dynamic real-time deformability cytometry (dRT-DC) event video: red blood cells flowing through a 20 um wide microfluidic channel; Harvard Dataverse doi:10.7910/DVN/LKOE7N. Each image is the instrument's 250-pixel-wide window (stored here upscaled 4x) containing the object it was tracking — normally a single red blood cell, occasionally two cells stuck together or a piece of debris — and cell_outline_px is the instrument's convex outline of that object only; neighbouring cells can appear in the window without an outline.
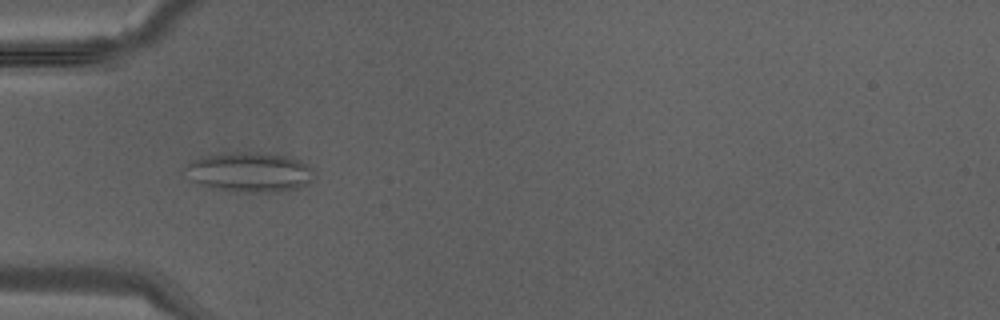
{"species": "Egyptian fruit bat (a non-hibernating species)", "species_latin": "Rousettus aegyptiacus", "temperature_condition": "warm", "stored_images_in_passage": 17, "camera_frame_rate_fps": 3000, "um_per_image_px": 0.085, "animal": {"sex": "male"}, "frame": {"image": 1, "passage_image": 14, "time_ms": 4.333, "image_size_px": [1000, 320], "cell_outline_px": [[312, 180], [308, 184], [300, 188], [280, 192], [232, 192], [212, 188], [200, 184], [192, 180], [184, 168], [192, 160], [224, 152], [256, 152], [288, 156], [300, 160], [308, 164], [312, 168]], "centroid_in_image_um": [21.25, 14.64], "position_along_channel_um": 63.7, "area_um2": 30.06}}